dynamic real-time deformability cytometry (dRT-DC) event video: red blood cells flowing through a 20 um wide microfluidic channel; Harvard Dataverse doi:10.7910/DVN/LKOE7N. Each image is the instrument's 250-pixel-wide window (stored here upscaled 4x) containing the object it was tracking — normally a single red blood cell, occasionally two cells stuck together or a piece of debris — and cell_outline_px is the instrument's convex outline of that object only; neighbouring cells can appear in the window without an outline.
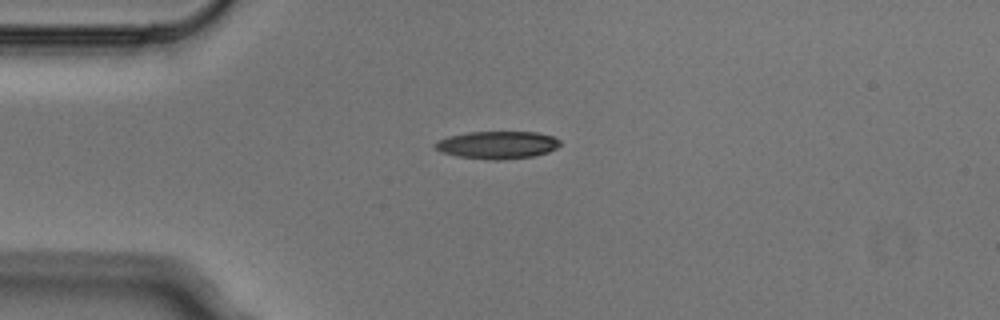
{"species": "Egyptian fruit bat (a non-hibernating species)", "species_latin": "Rousettus aegyptiacus", "temperature_condition": "cold", "stored_images_in_passage": 3, "camera_frame_rate_fps": 3000, "um_per_image_px": 0.085, "animal": {"sex": "male"}, "frame": {"image": 1, "passage_image": 3, "time_ms": 0.667, "image_size_px": [1000, 320], "cell_outline_px": [[560, 144], [556, 148], [548, 152], [532, 156], [500, 160], [492, 160], [456, 156], [440, 152], [432, 144], [436, 140], [448, 136], [468, 132], [536, 132], [552, 136], [560, 140]], "centroid_in_image_um": [42.23, 12.32], "position_along_channel_um": 42.8, "area_um2": 20.17}}